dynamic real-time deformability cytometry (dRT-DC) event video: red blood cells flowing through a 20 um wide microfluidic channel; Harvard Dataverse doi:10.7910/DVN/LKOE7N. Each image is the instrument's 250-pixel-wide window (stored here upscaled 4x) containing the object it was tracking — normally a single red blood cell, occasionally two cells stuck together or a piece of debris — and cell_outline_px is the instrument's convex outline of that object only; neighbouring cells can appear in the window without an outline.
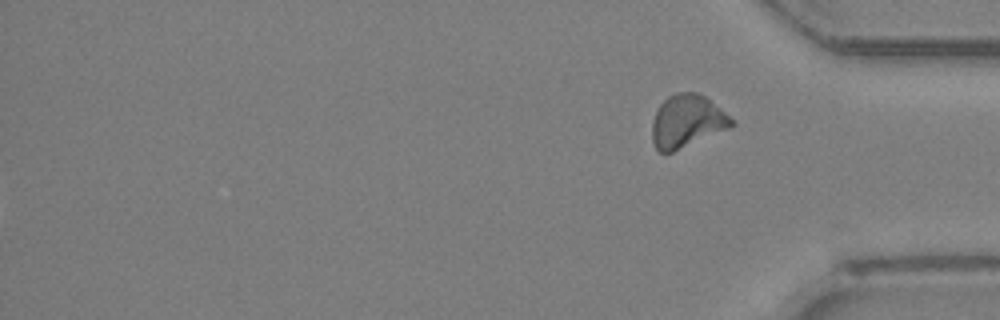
{"species": "Egyptian fruit bat (a non-hibernating species)", "species_latin": "Rousettus aegyptiacus", "temperature_condition": "room temperature", "stored_images_in_passage": 32, "segment_of_instrument_passage": [2, 2], "camera_frame_rate_fps": 3000, "um_per_image_px": 0.085, "animal": {"sex": "female"}, "frame": {"image": 1, "passage_image": 32, "time_ms": 10.333, "image_size_px": [1000, 320], "cell_outline_px": [[736, 124], [728, 128], [672, 152], [660, 152], [656, 148], [652, 140], [652, 124], [656, 112], [660, 104], [668, 96], [676, 92], [700, 92], [736, 120]], "centroid_in_image_um": [58.41, 10.28], "position_along_channel_um": 376.8, "area_um2": 24.33}}